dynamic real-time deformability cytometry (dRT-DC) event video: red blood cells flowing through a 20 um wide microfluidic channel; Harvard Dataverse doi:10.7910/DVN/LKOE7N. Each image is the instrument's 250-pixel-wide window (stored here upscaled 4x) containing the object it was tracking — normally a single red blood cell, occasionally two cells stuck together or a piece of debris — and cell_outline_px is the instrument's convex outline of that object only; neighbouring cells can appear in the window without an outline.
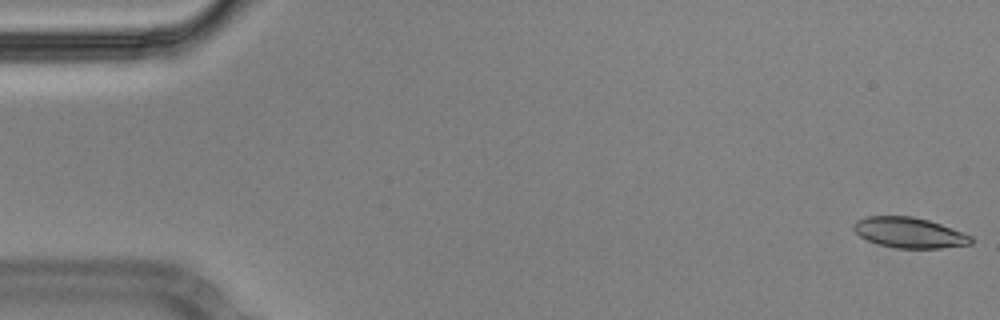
{"species": "Egyptian fruit bat (a non-hibernating species)", "species_latin": "Rousettus aegyptiacus", "temperature_condition": "cold", "stored_images_in_passage": 57, "camera_frame_rate_fps": 3000, "um_per_image_px": 0.085, "animal": {"sex": "male"}, "frame": {"image": 1, "passage_image": 1, "time_ms": 0.0, "image_size_px": [1000, 320], "cell_outline_px": [[976, 240], [972, 244], [940, 248], [896, 248], [880, 244], [868, 240], [860, 236], [852, 228], [852, 224], [856, 220], [868, 216], [912, 216], [928, 220], [940, 224], [972, 236]], "centroid_in_image_um": [77.3, 19.77], "position_along_channel_um": 7.7, "area_um2": 20.81}}
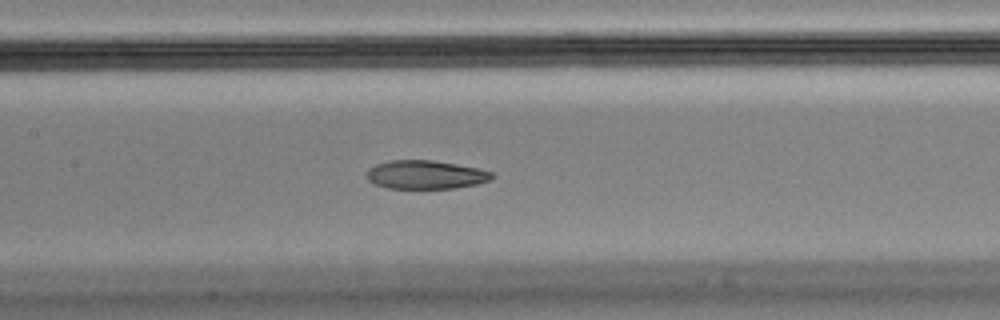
{"frame": {"image": 2, "passage_image": 26, "time_ms": 8.333, "image_size_px": [1000, 320], "cell_outline_px": [[496, 176], [492, 180], [476, 184], [456, 188], [388, 188], [376, 184], [368, 180], [368, 168], [376, 164], [392, 160], [432, 160], [456, 164], [476, 168], [492, 172]], "centroid_in_image_um": [36.21, 14.85], "position_along_channel_um": 171.2, "area_um2": 20.75}}
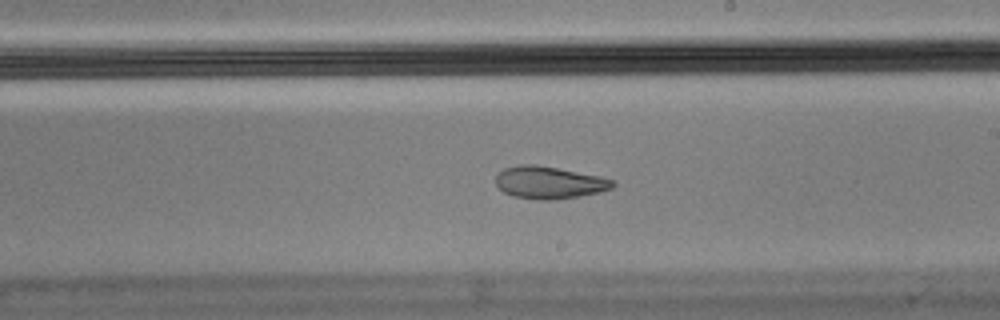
{"frame": {"image": 3, "passage_image": 32, "time_ms": 10.333, "image_size_px": [1000, 320], "cell_outline_px": [[616, 184], [612, 188], [580, 196], [552, 200], [536, 200], [512, 196], [504, 192], [496, 184], [496, 176], [504, 168], [520, 164], [536, 164], [600, 176], [616, 180]], "centroid_in_image_um": [46.68, 15.51], "position_along_channel_um": 242.3, "area_um2": 22.08}, "authors_computed_cell_mechanics": {"area_um2": 22.5998, "velocity_mm_per_s": 3.5761, "shape_relaxation_time_tau1_ms": null, "shape_relaxation_time_tau2_ms": 2.5814, "deformation_change_tau1": null, "deformation_change_tau2": 0.0778}}